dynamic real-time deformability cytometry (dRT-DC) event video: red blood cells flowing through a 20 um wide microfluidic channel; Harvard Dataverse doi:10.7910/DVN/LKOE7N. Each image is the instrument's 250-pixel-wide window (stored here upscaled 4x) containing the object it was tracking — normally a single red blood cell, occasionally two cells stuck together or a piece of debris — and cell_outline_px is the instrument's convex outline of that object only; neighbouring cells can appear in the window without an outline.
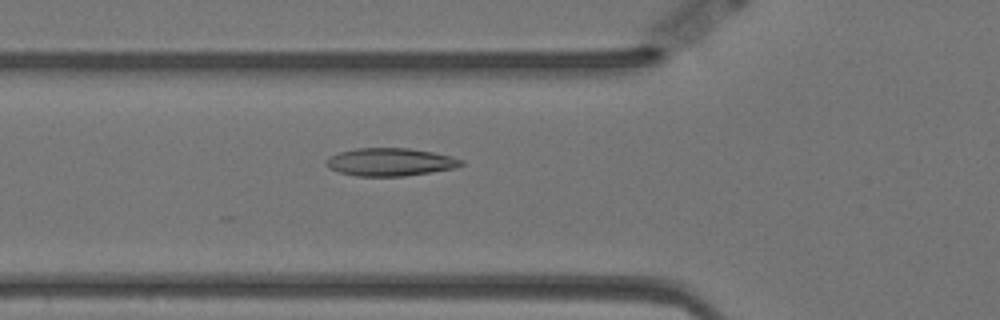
{"species": "Egyptian fruit bat (a non-hibernating species)", "species_latin": "Rousettus aegyptiacus", "temperature_condition": "warm", "stored_images_in_passage": 49, "camera_frame_rate_fps": 3000, "um_per_image_px": 0.085, "animal": {"sex": "female"}, "frame": {"image": 1, "passage_image": 11, "time_ms": 3.333, "image_size_px": [1000, 320], "cell_outline_px": [[464, 164], [452, 168], [404, 176], [356, 176], [340, 172], [332, 168], [328, 164], [328, 160], [332, 156], [340, 152], [356, 148], [408, 148], [432, 152], [452, 156], [464, 160]], "centroid_in_image_um": [33.22, 13.76], "position_along_channel_um": 92.6, "area_um2": 21.44}}
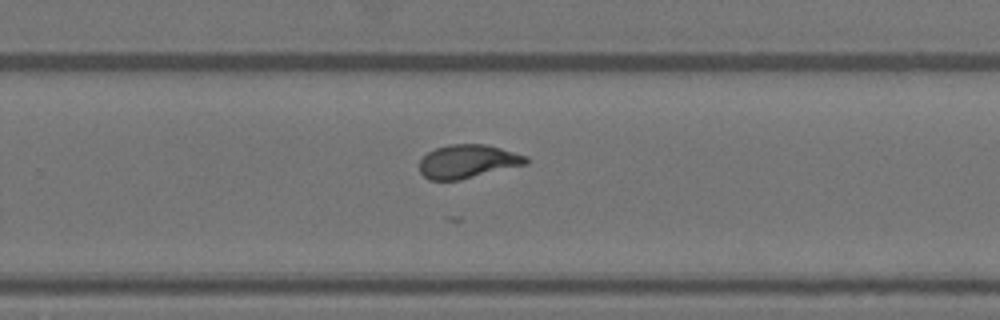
{"frame": {"image": 2, "passage_image": 28, "time_ms": 9.0, "image_size_px": [1000, 320], "cell_outline_px": [[528, 164], [460, 180], [428, 180], [420, 172], [420, 160], [428, 152], [436, 148], [448, 144], [488, 144], [528, 156]], "centroid_in_image_um": [39.78, 13.72], "position_along_channel_um": 290.0, "area_um2": 20.98}}
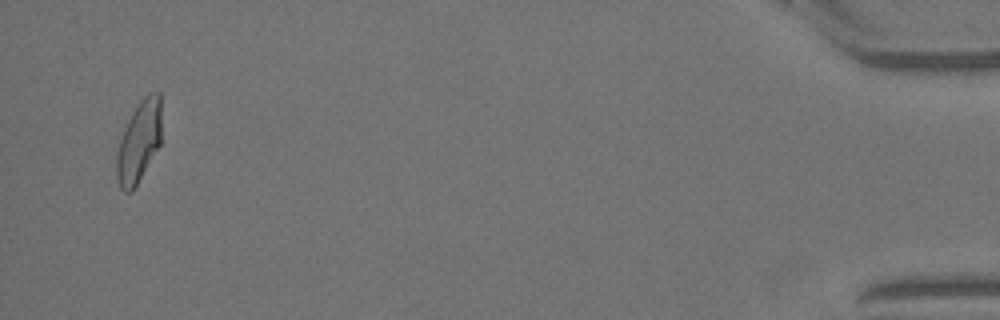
{"frame": {"image": 3, "passage_image": 47, "time_ms": 15.333, "image_size_px": [1000, 320], "cell_outline_px": [[160, 144], [132, 192], [124, 192], [120, 188], [116, 180], [116, 156], [120, 140], [124, 128], [132, 112], [140, 100], [148, 92], [160, 92]], "centroid_in_image_um": [11.79, 12.05], "position_along_channel_um": 423.4, "area_um2": 21.15}, "authors_computed_cell_mechanics": {"area_um2": 21.0392, "velocity_mm_per_s": 3.4771, "shape_relaxation_time_tau1_ms": 5.014, "shape_relaxation_time_tau2_ms": 1.0726, "deformation_change_tau1": 0.1692, "deformation_change_tau2": 0.0708}}